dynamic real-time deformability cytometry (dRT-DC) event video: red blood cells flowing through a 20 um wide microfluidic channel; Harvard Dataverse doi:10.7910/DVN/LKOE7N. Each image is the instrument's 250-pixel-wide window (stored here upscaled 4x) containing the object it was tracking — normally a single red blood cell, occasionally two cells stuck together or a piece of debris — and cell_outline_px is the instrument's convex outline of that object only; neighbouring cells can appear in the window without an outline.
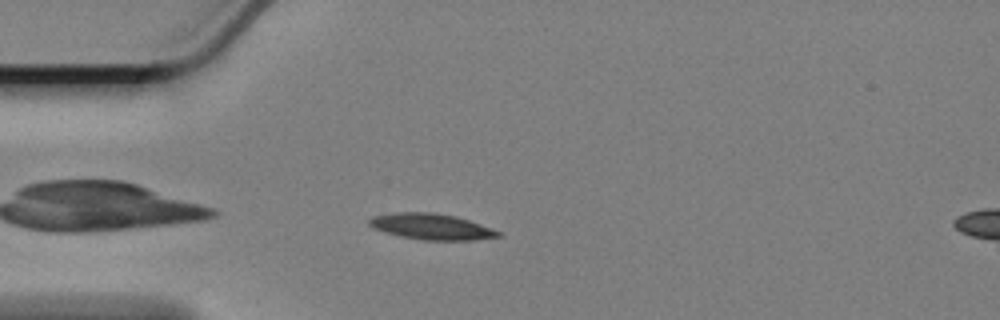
{"species": "Egyptian fruit bat (a non-hibernating species)", "species_latin": "Rousettus aegyptiacus", "temperature_condition": "cold", "stored_images_in_passage": 47, "camera_frame_rate_fps": 3000, "um_per_image_px": 0.085, "animal": {"sex": "female"}, "frame": {"image": 1, "passage_image": 3, "time_ms": 0.667, "image_size_px": [1000, 320], "cell_outline_px": [[500, 236], [472, 240], [420, 240], [400, 236], [384, 232], [372, 228], [368, 224], [368, 220], [372, 216], [396, 212], [432, 212], [456, 216], [492, 228], [500, 232]], "centroid_in_image_um": [36.61, 19.26], "position_along_channel_um": 48.4, "area_um2": 19.54}}
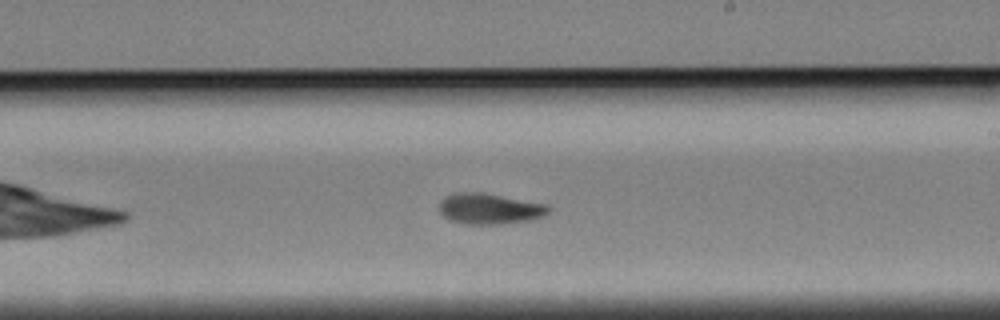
{"frame": {"image": 2, "passage_image": 22, "time_ms": 7.0, "image_size_px": [1000, 320], "cell_outline_px": [[552, 208], [544, 216], [532, 220], [500, 224], [464, 224], [448, 220], [440, 212], [440, 200], [444, 196], [456, 192], [480, 192], [548, 204]], "centroid_in_image_um": [41.62, 17.74], "position_along_channel_um": 247.4, "area_um2": 19.83}}
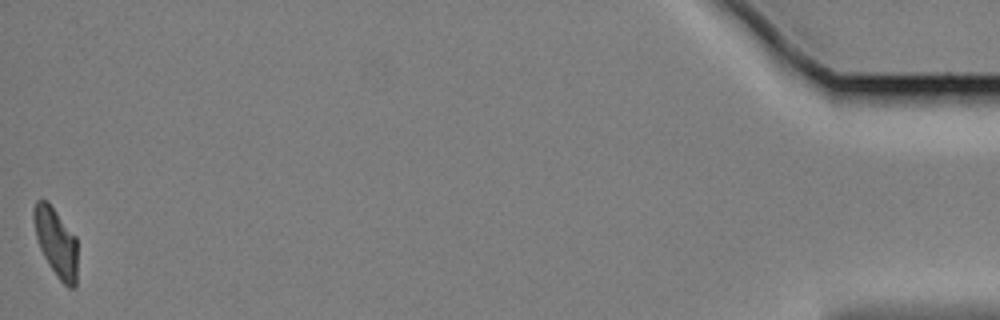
{"frame": {"image": 3, "passage_image": 47, "time_ms": 15.333, "image_size_px": [1000, 320], "cell_outline_px": [[76, 288], [68, 288], [60, 280], [48, 264], [40, 248], [36, 236], [32, 216], [32, 208], [36, 200], [48, 200], [76, 236]], "centroid_in_image_um": [4.75, 20.55], "position_along_channel_um": 430.5, "area_um2": 17.63}, "authors_computed_cell_mechanics": {"area_um2": 18.6116, "velocity_mm_per_s": 3.3293, "shape_relaxation_time_tau1_ms": 5.1315, "shape_relaxation_time_tau2_ms": null, "deformation_change_tau1": 0.1533, "deformation_change_tau2": null}}